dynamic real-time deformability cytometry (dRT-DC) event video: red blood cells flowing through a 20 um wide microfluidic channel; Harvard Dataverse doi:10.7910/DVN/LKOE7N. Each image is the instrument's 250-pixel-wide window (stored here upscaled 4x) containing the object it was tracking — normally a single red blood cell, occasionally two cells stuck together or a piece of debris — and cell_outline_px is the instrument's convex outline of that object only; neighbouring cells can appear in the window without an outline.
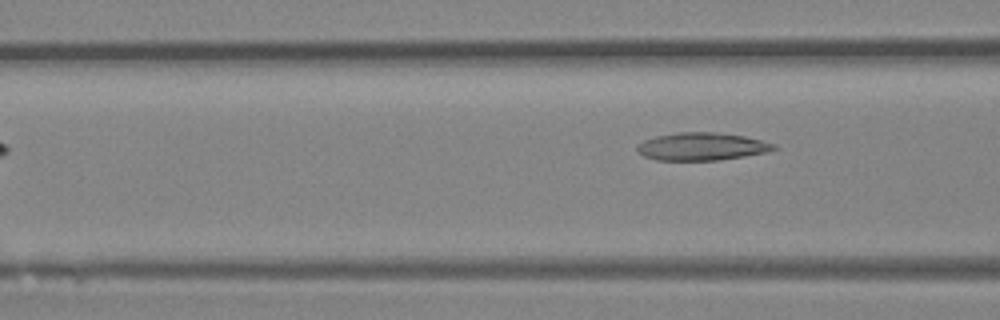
{"species": "Egyptian fruit bat (a non-hibernating species)", "species_latin": "Rousettus aegyptiacus", "temperature_condition": "room temperature", "stored_images_in_passage": 6, "camera_frame_rate_fps": 3000, "um_per_image_px": 0.085, "animal": {"sex": "female"}, "frame": {"image": 1, "passage_image": 6, "time_ms": 5.667, "image_size_px": [1000, 320], "cell_outline_px": [[776, 148], [764, 152], [744, 156], [716, 160], [656, 160], [644, 156], [636, 148], [636, 144], [644, 140], [656, 136], [676, 132], [716, 132], [744, 136], [776, 144]], "centroid_in_image_um": [59.6, 12.44], "position_along_channel_um": 107.0, "area_um2": 21.91}}